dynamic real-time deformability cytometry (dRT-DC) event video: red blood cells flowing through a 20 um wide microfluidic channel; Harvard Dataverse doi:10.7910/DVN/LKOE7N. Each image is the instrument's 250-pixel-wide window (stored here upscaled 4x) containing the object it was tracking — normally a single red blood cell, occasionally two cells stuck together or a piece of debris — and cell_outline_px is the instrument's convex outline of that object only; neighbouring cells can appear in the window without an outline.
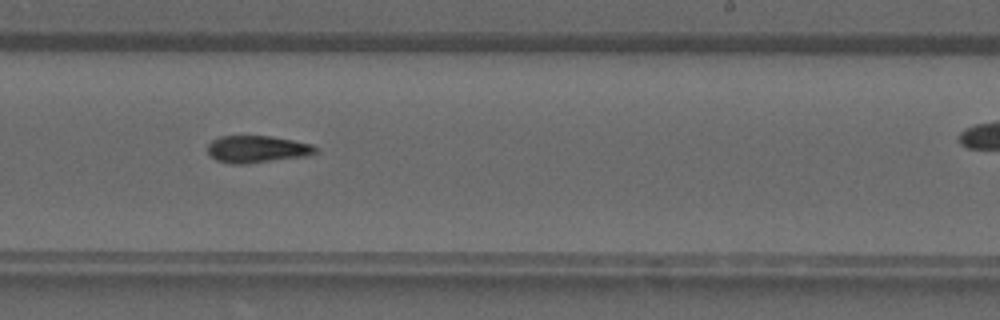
{"species": "common noctule bat (a hibernating species)", "species_latin": "Nyctalus noctula", "temperature_condition": "warm", "stored_images_in_passage": 29, "camera_frame_rate_fps": 3000, "um_per_image_px": 0.085, "animal": {"sex": "male", "forearm_length_mm": 52.5}, "frame": {"image": 1, "passage_image": 21, "time_ms": 6.667, "image_size_px": [1000, 320], "cell_outline_px": [[320, 152], [308, 156], [244, 164], [232, 164], [216, 160], [208, 152], [208, 144], [212, 140], [220, 136], [268, 136], [292, 140], [312, 144]], "centroid_in_image_um": [21.87, 12.68], "position_along_channel_um": 267.1, "area_um2": 17.05}}